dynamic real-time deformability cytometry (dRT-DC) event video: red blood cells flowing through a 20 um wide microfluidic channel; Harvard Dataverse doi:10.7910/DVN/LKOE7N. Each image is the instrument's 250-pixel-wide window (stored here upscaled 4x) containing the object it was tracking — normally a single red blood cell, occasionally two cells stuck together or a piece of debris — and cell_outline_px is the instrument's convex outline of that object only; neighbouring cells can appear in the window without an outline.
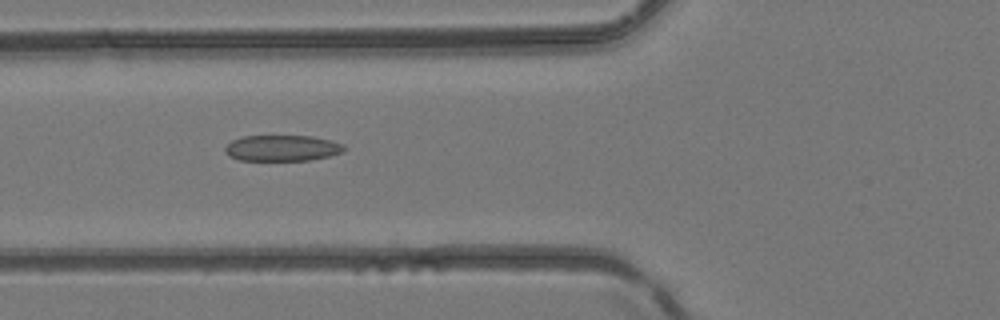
{"species": "common noctule bat (a hibernating species)", "species_latin": "Nyctalus noctula", "temperature_condition": "room temperature", "stored_images_in_passage": 4, "camera_frame_rate_fps": 3000, "um_per_image_px": 0.085, "animal": {"sex": "female", "body_mass_g": 24.6, "forearm_length_mm": 56.2}, "frame": {"image": 1, "passage_image": 4, "time_ms": 1.0, "image_size_px": [1000, 320], "cell_outline_px": [[344, 152], [328, 156], [308, 160], [240, 160], [228, 156], [224, 152], [224, 148], [232, 140], [240, 136], [312, 136], [332, 140], [344, 144]], "centroid_in_image_um": [23.97, 12.58], "position_along_channel_um": 101.8, "area_um2": 18.09}}